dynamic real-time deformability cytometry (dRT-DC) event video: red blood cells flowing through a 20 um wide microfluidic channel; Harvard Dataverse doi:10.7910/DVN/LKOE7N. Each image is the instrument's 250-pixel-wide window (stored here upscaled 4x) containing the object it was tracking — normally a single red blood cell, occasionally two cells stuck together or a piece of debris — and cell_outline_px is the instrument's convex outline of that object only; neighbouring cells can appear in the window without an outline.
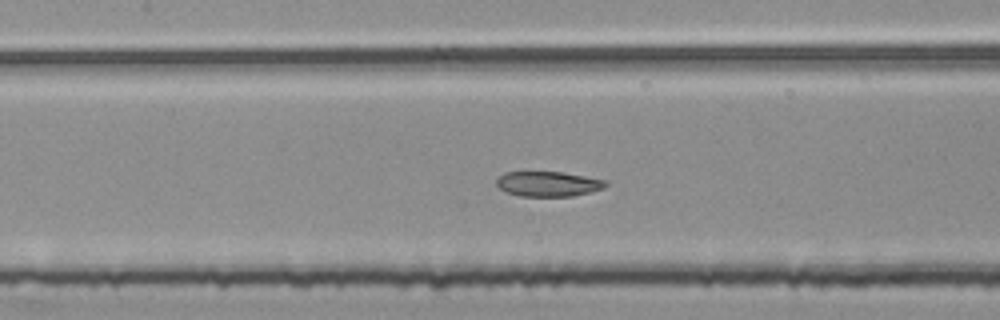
{"species": "common noctule bat (a hibernating species)", "species_latin": "Nyctalus noctula", "temperature_condition": "room temperature", "stored_images_in_passage": 38, "segment_of_instrument_passage": [2, 2], "camera_frame_rate_fps": 3000, "um_per_image_px": 0.085, "animal": {"sex": "female", "body_mass_g": 25.1}, "frame": {"image": 1, "passage_image": 11, "time_ms": 3.333, "image_size_px": [1000, 320], "cell_outline_px": [[608, 184], [604, 188], [592, 192], [572, 196], [520, 196], [508, 192], [500, 188], [496, 184], [496, 180], [504, 172], [564, 172], [608, 180]], "centroid_in_image_um": [46.65, 15.63], "position_along_channel_um": 160.7, "area_um2": 16.01}}
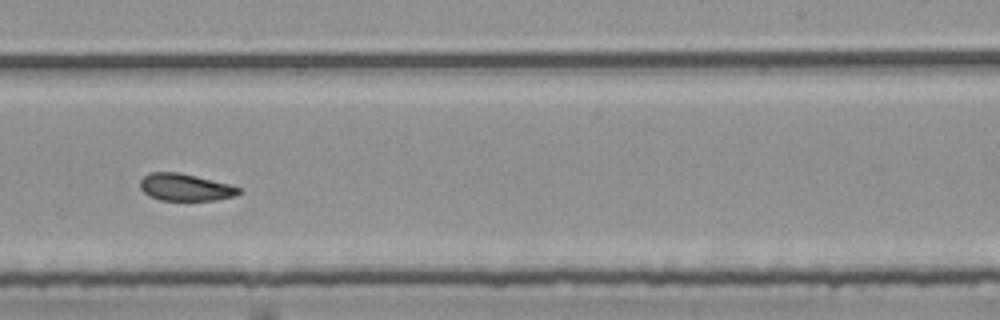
{"frame": {"image": 2, "passage_image": 20, "time_ms": 6.333, "image_size_px": [1000, 320], "cell_outline_px": [[240, 192], [232, 196], [216, 200], [160, 200], [144, 192], [140, 188], [140, 180], [148, 172], [180, 172], [228, 184], [240, 188]], "centroid_in_image_um": [15.71, 15.91], "position_along_channel_um": 273.3, "area_um2": 15.37}}
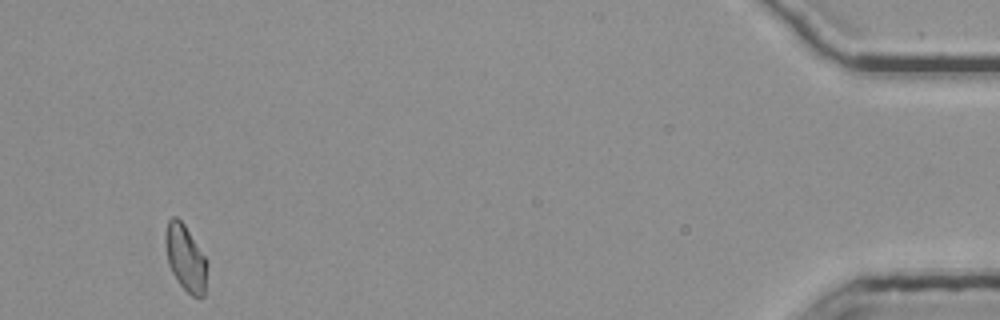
{"frame": {"image": 3, "passage_image": 38, "time_ms": 12.333, "image_size_px": [1000, 320], "cell_outline_px": [[208, 264], [204, 296], [200, 300], [192, 296], [176, 280], [168, 264], [164, 244], [164, 232], [168, 220], [172, 216], [176, 216], [184, 224], [208, 260]], "centroid_in_image_um": [15.77, 21.93], "position_along_channel_um": 419.4, "area_um2": 16.53}}